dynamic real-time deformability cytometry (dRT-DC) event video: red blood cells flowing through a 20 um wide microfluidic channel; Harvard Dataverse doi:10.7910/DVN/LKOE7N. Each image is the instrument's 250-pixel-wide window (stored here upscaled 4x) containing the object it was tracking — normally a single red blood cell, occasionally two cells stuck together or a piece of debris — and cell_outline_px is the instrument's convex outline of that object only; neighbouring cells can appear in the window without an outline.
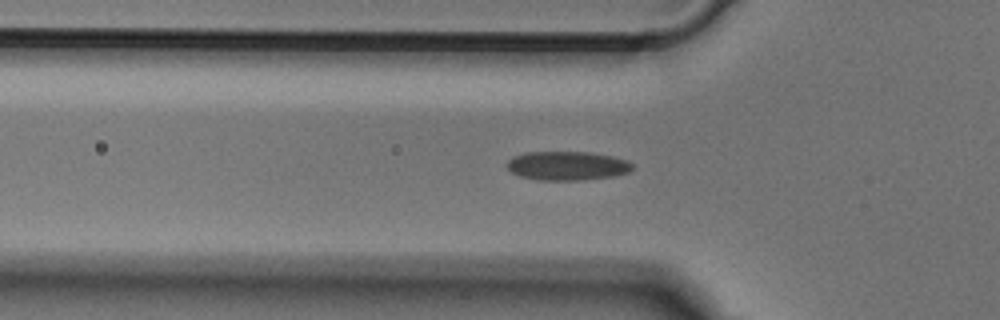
{"species": "Egyptian fruit bat (a non-hibernating species)", "species_latin": "Rousettus aegyptiacus", "temperature_condition": "cold", "stored_images_in_passage": 33, "camera_frame_rate_fps": 3000, "um_per_image_px": 0.085, "animal": {"sex": "male"}, "frame": {"image": 1, "passage_image": 2, "time_ms": 0.333, "image_size_px": [1000, 320], "cell_outline_px": [[632, 168], [628, 172], [616, 176], [580, 180], [536, 180], [520, 176], [512, 172], [508, 168], [508, 160], [512, 156], [524, 152], [588, 152], [612, 156], [628, 160], [632, 164]], "centroid_in_image_um": [48.21, 14.09], "position_along_channel_um": 77.6, "area_um2": 21.21}}
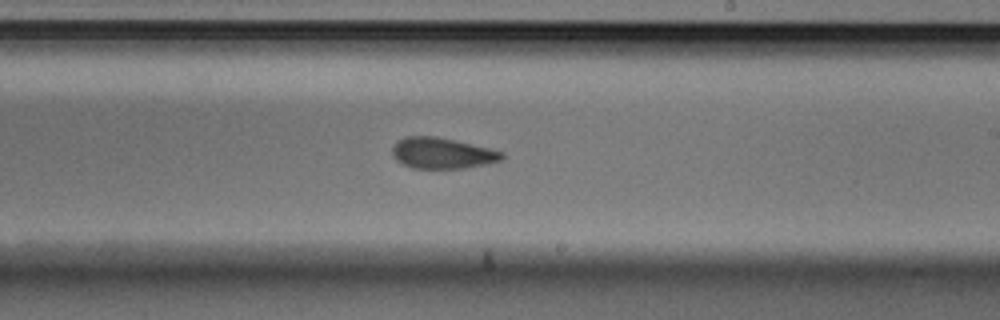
{"frame": {"image": 2, "passage_image": 15, "time_ms": 4.667, "image_size_px": [1000, 320], "cell_outline_px": [[504, 160], [464, 168], [412, 168], [396, 160], [392, 156], [392, 148], [404, 136], [436, 136], [456, 140], [504, 152]], "centroid_in_image_um": [37.59, 13.01], "position_along_channel_um": 251.4, "area_um2": 19.71}}
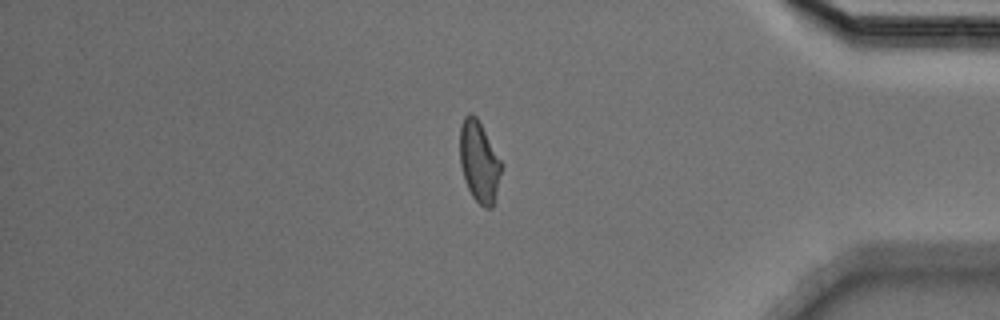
{"frame": {"image": 3, "passage_image": 28, "time_ms": 9.0, "image_size_px": [1000, 320], "cell_outline_px": [[504, 164], [496, 196], [492, 208], [484, 208], [472, 196], [464, 180], [460, 164], [460, 124], [464, 116], [468, 112], [472, 112], [476, 116]], "centroid_in_image_um": [40.74, 13.73], "position_along_channel_um": 394.5, "area_um2": 20.0}}